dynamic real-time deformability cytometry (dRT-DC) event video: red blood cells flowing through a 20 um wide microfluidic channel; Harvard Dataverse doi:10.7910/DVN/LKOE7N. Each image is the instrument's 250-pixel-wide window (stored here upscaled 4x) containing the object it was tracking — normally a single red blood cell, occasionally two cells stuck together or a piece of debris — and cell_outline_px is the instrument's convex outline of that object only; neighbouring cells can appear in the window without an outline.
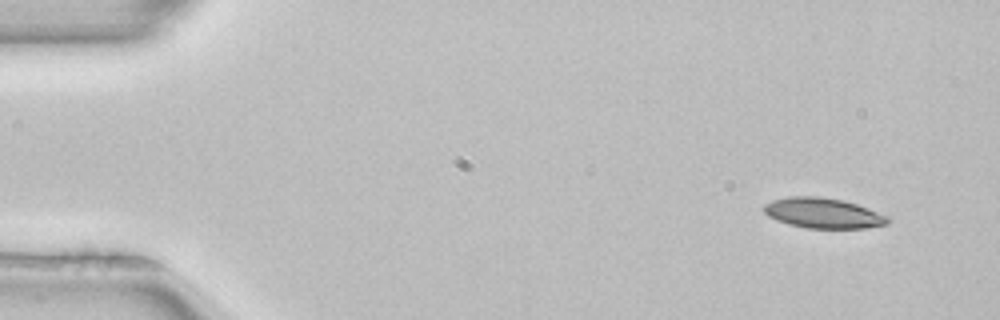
{"species": "common noctule bat (a hibernating species)", "species_latin": "Nyctalus noctula", "temperature_condition": "room temperature", "stored_images_in_passage": 4, "camera_frame_rate_fps": 3000, "um_per_image_px": 0.085, "animal": {"sex": "female", "body_mass_g": 22.7, "forearm_length_mm": 54.2}, "frame": {"image": 1, "passage_image": 1, "time_ms": 0.0, "image_size_px": [1000, 320], "cell_outline_px": [[892, 220], [888, 224], [864, 228], [808, 228], [788, 224], [776, 220], [768, 216], [764, 212], [764, 204], [772, 200], [788, 196], [820, 196], [844, 200], [856, 204], [888, 216]], "centroid_in_image_um": [69.96, 18.11], "position_along_channel_um": 15.0, "area_um2": 21.96}}
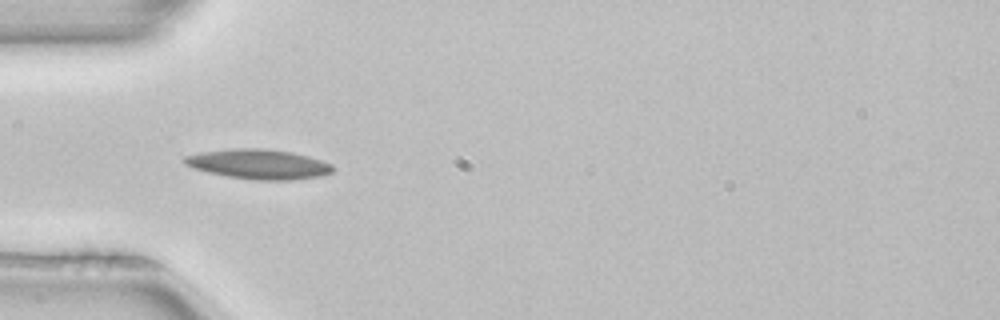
{"frame": {"image": 2, "passage_image": 4, "time_ms": 1.0, "image_size_px": [1000, 320], "cell_outline_px": [[332, 172], [320, 176], [292, 180], [256, 180], [228, 176], [208, 172], [192, 168], [184, 164], [184, 156], [200, 152], [232, 148], [264, 148], [292, 152], [308, 156], [332, 164]], "centroid_in_image_um": [21.96, 13.94], "position_along_channel_um": 63.0, "area_um2": 25.72}}